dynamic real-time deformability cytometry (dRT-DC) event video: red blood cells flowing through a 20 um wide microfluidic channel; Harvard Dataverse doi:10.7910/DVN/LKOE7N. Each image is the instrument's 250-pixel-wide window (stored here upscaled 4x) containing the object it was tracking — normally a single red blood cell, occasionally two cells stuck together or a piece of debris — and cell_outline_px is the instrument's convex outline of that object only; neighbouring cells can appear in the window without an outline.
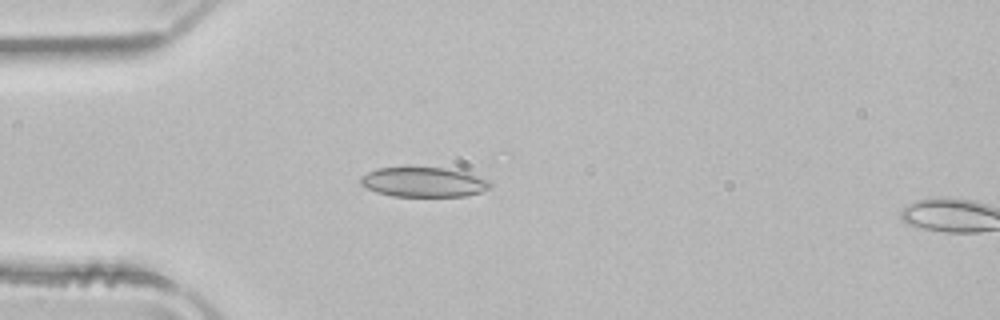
{"species": "common noctule bat (a hibernating species)", "species_latin": "Nyctalus noctula", "temperature_condition": "room temperature", "stored_images_in_passage": 15, "camera_frame_rate_fps": 3000, "um_per_image_px": 0.085, "animal": {"sex": "male", "body_mass_g": 21.5, "forearm_length_mm": 52.0}, "frame": {"image": 1, "passage_image": 13, "time_ms": 4.0, "image_size_px": [1000, 320], "cell_outline_px": [[492, 184], [488, 188], [480, 192], [464, 196], [392, 196], [376, 192], [360, 184], [360, 176], [376, 168], [444, 168], [464, 172], [488, 180]], "centroid_in_image_um": [35.96, 15.49], "position_along_channel_um": 49.0, "area_um2": 22.14}}